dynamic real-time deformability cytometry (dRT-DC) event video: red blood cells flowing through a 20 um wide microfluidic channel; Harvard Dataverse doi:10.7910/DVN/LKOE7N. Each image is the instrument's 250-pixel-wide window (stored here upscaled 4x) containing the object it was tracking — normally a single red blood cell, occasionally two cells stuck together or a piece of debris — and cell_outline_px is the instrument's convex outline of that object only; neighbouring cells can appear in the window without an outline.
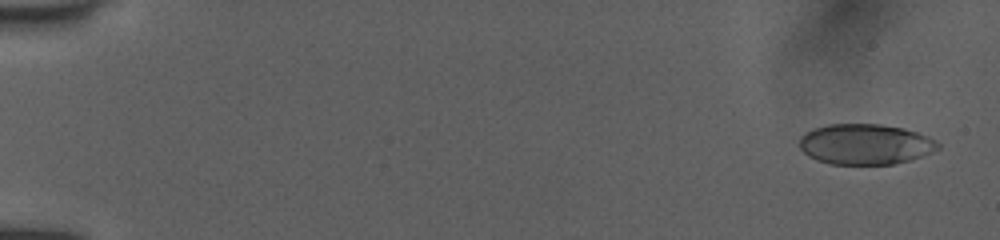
{"species": "human", "species_latin": "Homo sapiens", "temperature_condition": "room temperature", "stored_images_in_passage": 6, "camera_frame_rate_fps": 3000, "um_per_image_px": 0.085, "donor": {"sex": "female"}, "frame": {"image": 1, "passage_image": 1, "time_ms": 0.0, "image_size_px": [1000, 240], "cell_outline_px": [[940, 148], [932, 152], [908, 160], [892, 164], [828, 164], [816, 160], [808, 156], [800, 148], [800, 140], [808, 132], [816, 128], [828, 124], [876, 124], [900, 128], [916, 132], [940, 144]], "centroid_in_image_um": [73.52, 12.27], "position_along_channel_um": 11.5, "area_um2": 32.14}}